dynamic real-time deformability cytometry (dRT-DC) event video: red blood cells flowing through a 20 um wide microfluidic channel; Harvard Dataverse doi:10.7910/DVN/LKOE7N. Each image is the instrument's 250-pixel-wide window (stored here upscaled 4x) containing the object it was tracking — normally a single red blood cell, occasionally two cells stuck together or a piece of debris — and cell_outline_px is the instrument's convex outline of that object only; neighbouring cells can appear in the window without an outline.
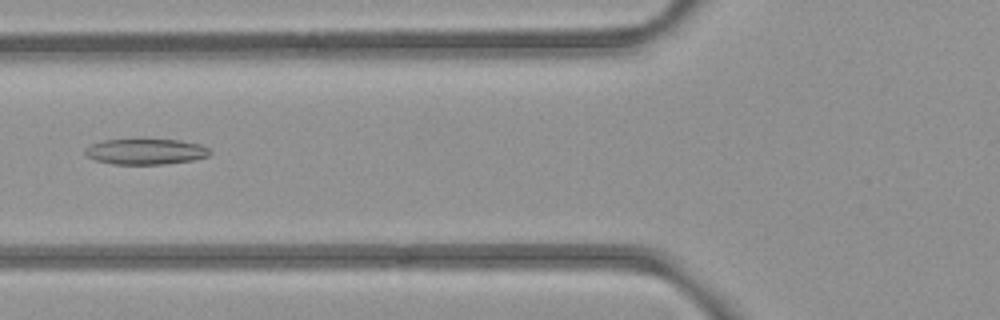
{"species": "common noctule bat (a hibernating species)", "species_latin": "Nyctalus noctula", "temperature_condition": "room temperature", "stored_images_in_passage": 32, "camera_frame_rate_fps": 3000, "um_per_image_px": 0.085, "animal": {"sex": "female", "body_mass_g": 21.9}, "frame": {"image": 1, "passage_image": 5, "time_ms": 1.333, "image_size_px": [1000, 320], "cell_outline_px": [[212, 152], [208, 156], [192, 160], [164, 164], [112, 164], [96, 160], [88, 156], [84, 152], [84, 148], [92, 144], [104, 140], [180, 140], [200, 144], [208, 148]], "centroid_in_image_um": [12.39, 12.89], "position_along_channel_um": 113.4, "area_um2": 18.5}}
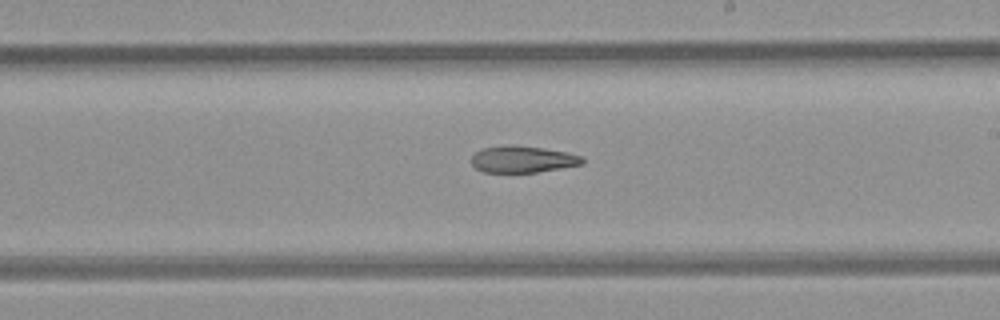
{"frame": {"image": 2, "passage_image": 15, "time_ms": 4.667, "image_size_px": [1000, 320], "cell_outline_px": [[584, 164], [536, 172], [484, 172], [476, 168], [472, 164], [472, 156], [476, 152], [484, 148], [512, 144], [544, 148], [568, 152], [584, 156]], "centroid_in_image_um": [44.47, 13.53], "position_along_channel_um": 244.5, "area_um2": 17.28}}
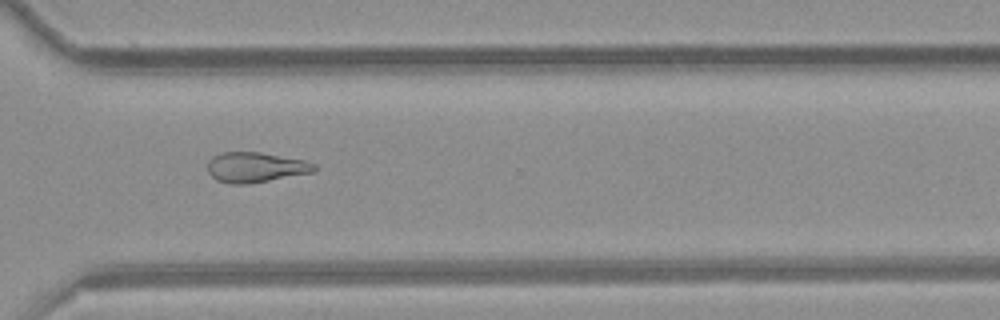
{"frame": {"image": 3, "passage_image": 23, "time_ms": 7.333, "image_size_px": [1000, 320], "cell_outline_px": [[316, 168], [312, 172], [248, 184], [232, 184], [216, 180], [208, 172], [208, 160], [212, 156], [220, 152], [260, 152], [304, 160], [316, 164]], "centroid_in_image_um": [21.68, 14.21], "position_along_channel_um": 348.9, "area_um2": 18.67}}